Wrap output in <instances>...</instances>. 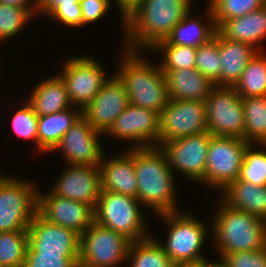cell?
<instances>
[{
  "label": "cell",
  "instance_id": "1",
  "mask_svg": "<svg viewBox=\"0 0 266 267\" xmlns=\"http://www.w3.org/2000/svg\"><path fill=\"white\" fill-rule=\"evenodd\" d=\"M191 0H142L140 6L124 20L126 49L149 50L171 34L173 28L190 11Z\"/></svg>",
  "mask_w": 266,
  "mask_h": 267
},
{
  "label": "cell",
  "instance_id": "2",
  "mask_svg": "<svg viewBox=\"0 0 266 267\" xmlns=\"http://www.w3.org/2000/svg\"><path fill=\"white\" fill-rule=\"evenodd\" d=\"M137 199L158 215L179 211L176 206L174 173L159 146L134 148Z\"/></svg>",
  "mask_w": 266,
  "mask_h": 267
},
{
  "label": "cell",
  "instance_id": "3",
  "mask_svg": "<svg viewBox=\"0 0 266 267\" xmlns=\"http://www.w3.org/2000/svg\"><path fill=\"white\" fill-rule=\"evenodd\" d=\"M125 50L117 76L125 86L129 104L160 114L169 101L165 74L159 64L153 66L143 60L140 51Z\"/></svg>",
  "mask_w": 266,
  "mask_h": 267
},
{
  "label": "cell",
  "instance_id": "4",
  "mask_svg": "<svg viewBox=\"0 0 266 267\" xmlns=\"http://www.w3.org/2000/svg\"><path fill=\"white\" fill-rule=\"evenodd\" d=\"M211 234L222 258L225 254L254 251L266 246V222L247 212L232 209L219 201ZM217 212V213H216Z\"/></svg>",
  "mask_w": 266,
  "mask_h": 267
},
{
  "label": "cell",
  "instance_id": "5",
  "mask_svg": "<svg viewBox=\"0 0 266 267\" xmlns=\"http://www.w3.org/2000/svg\"><path fill=\"white\" fill-rule=\"evenodd\" d=\"M160 217L165 219L169 232L165 244L159 243L176 266L208 260L201 252L208 232V228L201 220L194 218L192 214H181L178 211L162 213Z\"/></svg>",
  "mask_w": 266,
  "mask_h": 267
},
{
  "label": "cell",
  "instance_id": "6",
  "mask_svg": "<svg viewBox=\"0 0 266 267\" xmlns=\"http://www.w3.org/2000/svg\"><path fill=\"white\" fill-rule=\"evenodd\" d=\"M139 200L124 194L101 191L94 221L106 228L123 234L132 242L150 237L146 229L144 215L139 209Z\"/></svg>",
  "mask_w": 266,
  "mask_h": 267
},
{
  "label": "cell",
  "instance_id": "7",
  "mask_svg": "<svg viewBox=\"0 0 266 267\" xmlns=\"http://www.w3.org/2000/svg\"><path fill=\"white\" fill-rule=\"evenodd\" d=\"M35 189L30 181L0 176V233L28 230L37 213Z\"/></svg>",
  "mask_w": 266,
  "mask_h": 267
},
{
  "label": "cell",
  "instance_id": "8",
  "mask_svg": "<svg viewBox=\"0 0 266 267\" xmlns=\"http://www.w3.org/2000/svg\"><path fill=\"white\" fill-rule=\"evenodd\" d=\"M131 242L123 234L94 221L80 235L78 265L79 267H116L121 263L124 264Z\"/></svg>",
  "mask_w": 266,
  "mask_h": 267
},
{
  "label": "cell",
  "instance_id": "9",
  "mask_svg": "<svg viewBox=\"0 0 266 267\" xmlns=\"http://www.w3.org/2000/svg\"><path fill=\"white\" fill-rule=\"evenodd\" d=\"M249 144L242 138L212 136L208 147L204 184L223 191L237 180Z\"/></svg>",
  "mask_w": 266,
  "mask_h": 267
},
{
  "label": "cell",
  "instance_id": "10",
  "mask_svg": "<svg viewBox=\"0 0 266 267\" xmlns=\"http://www.w3.org/2000/svg\"><path fill=\"white\" fill-rule=\"evenodd\" d=\"M205 104L207 129L212 136L244 139L243 102L234 87L215 86Z\"/></svg>",
  "mask_w": 266,
  "mask_h": 267
},
{
  "label": "cell",
  "instance_id": "11",
  "mask_svg": "<svg viewBox=\"0 0 266 267\" xmlns=\"http://www.w3.org/2000/svg\"><path fill=\"white\" fill-rule=\"evenodd\" d=\"M203 101L169 100L159 114V147L169 140L207 132Z\"/></svg>",
  "mask_w": 266,
  "mask_h": 267
},
{
  "label": "cell",
  "instance_id": "12",
  "mask_svg": "<svg viewBox=\"0 0 266 267\" xmlns=\"http://www.w3.org/2000/svg\"><path fill=\"white\" fill-rule=\"evenodd\" d=\"M58 74L64 81L71 104L86 108L107 80L102 65L89 56L70 58Z\"/></svg>",
  "mask_w": 266,
  "mask_h": 267
},
{
  "label": "cell",
  "instance_id": "13",
  "mask_svg": "<svg viewBox=\"0 0 266 267\" xmlns=\"http://www.w3.org/2000/svg\"><path fill=\"white\" fill-rule=\"evenodd\" d=\"M212 135L207 131L197 135L164 142V151L172 169H178L193 181L204 183L208 147Z\"/></svg>",
  "mask_w": 266,
  "mask_h": 267
},
{
  "label": "cell",
  "instance_id": "14",
  "mask_svg": "<svg viewBox=\"0 0 266 267\" xmlns=\"http://www.w3.org/2000/svg\"><path fill=\"white\" fill-rule=\"evenodd\" d=\"M128 105L125 86L115 74L103 83L92 102L82 110V116L95 131L107 134Z\"/></svg>",
  "mask_w": 266,
  "mask_h": 267
},
{
  "label": "cell",
  "instance_id": "15",
  "mask_svg": "<svg viewBox=\"0 0 266 267\" xmlns=\"http://www.w3.org/2000/svg\"><path fill=\"white\" fill-rule=\"evenodd\" d=\"M107 133L134 142L131 148L159 146V114L129 104Z\"/></svg>",
  "mask_w": 266,
  "mask_h": 267
},
{
  "label": "cell",
  "instance_id": "16",
  "mask_svg": "<svg viewBox=\"0 0 266 267\" xmlns=\"http://www.w3.org/2000/svg\"><path fill=\"white\" fill-rule=\"evenodd\" d=\"M28 232V245L41 254L79 255L80 234L51 223L38 212L33 217Z\"/></svg>",
  "mask_w": 266,
  "mask_h": 267
},
{
  "label": "cell",
  "instance_id": "17",
  "mask_svg": "<svg viewBox=\"0 0 266 267\" xmlns=\"http://www.w3.org/2000/svg\"><path fill=\"white\" fill-rule=\"evenodd\" d=\"M51 192L57 196L86 203L93 209L101 192L99 165L69 164Z\"/></svg>",
  "mask_w": 266,
  "mask_h": 267
},
{
  "label": "cell",
  "instance_id": "18",
  "mask_svg": "<svg viewBox=\"0 0 266 267\" xmlns=\"http://www.w3.org/2000/svg\"><path fill=\"white\" fill-rule=\"evenodd\" d=\"M38 191L37 212L47 221L82 235L94 222V209L86 203Z\"/></svg>",
  "mask_w": 266,
  "mask_h": 267
},
{
  "label": "cell",
  "instance_id": "19",
  "mask_svg": "<svg viewBox=\"0 0 266 267\" xmlns=\"http://www.w3.org/2000/svg\"><path fill=\"white\" fill-rule=\"evenodd\" d=\"M88 121L81 116L63 135L55 150H61L69 164L100 165L104 152L99 136Z\"/></svg>",
  "mask_w": 266,
  "mask_h": 267
},
{
  "label": "cell",
  "instance_id": "20",
  "mask_svg": "<svg viewBox=\"0 0 266 267\" xmlns=\"http://www.w3.org/2000/svg\"><path fill=\"white\" fill-rule=\"evenodd\" d=\"M129 149L119 157L114 156L108 160L104 159L103 154L99 165L101 191H111L137 198L138 182L134 170V148Z\"/></svg>",
  "mask_w": 266,
  "mask_h": 267
},
{
  "label": "cell",
  "instance_id": "21",
  "mask_svg": "<svg viewBox=\"0 0 266 267\" xmlns=\"http://www.w3.org/2000/svg\"><path fill=\"white\" fill-rule=\"evenodd\" d=\"M166 76L169 100L203 101L215 84L196 68L161 69Z\"/></svg>",
  "mask_w": 266,
  "mask_h": 267
},
{
  "label": "cell",
  "instance_id": "22",
  "mask_svg": "<svg viewBox=\"0 0 266 267\" xmlns=\"http://www.w3.org/2000/svg\"><path fill=\"white\" fill-rule=\"evenodd\" d=\"M221 55L220 87H234L240 80L247 63L259 52L244 42L228 40L219 33Z\"/></svg>",
  "mask_w": 266,
  "mask_h": 267
},
{
  "label": "cell",
  "instance_id": "23",
  "mask_svg": "<svg viewBox=\"0 0 266 267\" xmlns=\"http://www.w3.org/2000/svg\"><path fill=\"white\" fill-rule=\"evenodd\" d=\"M222 192L220 199L226 205L266 222V185L257 186L238 178Z\"/></svg>",
  "mask_w": 266,
  "mask_h": 267
},
{
  "label": "cell",
  "instance_id": "24",
  "mask_svg": "<svg viewBox=\"0 0 266 267\" xmlns=\"http://www.w3.org/2000/svg\"><path fill=\"white\" fill-rule=\"evenodd\" d=\"M37 116H45L71 109L67 88L59 75L37 84L27 101Z\"/></svg>",
  "mask_w": 266,
  "mask_h": 267
},
{
  "label": "cell",
  "instance_id": "25",
  "mask_svg": "<svg viewBox=\"0 0 266 267\" xmlns=\"http://www.w3.org/2000/svg\"><path fill=\"white\" fill-rule=\"evenodd\" d=\"M217 31L228 40L248 43L256 48L266 38V5L244 16L225 21Z\"/></svg>",
  "mask_w": 266,
  "mask_h": 267
},
{
  "label": "cell",
  "instance_id": "26",
  "mask_svg": "<svg viewBox=\"0 0 266 267\" xmlns=\"http://www.w3.org/2000/svg\"><path fill=\"white\" fill-rule=\"evenodd\" d=\"M82 116V110L64 111L45 116H38L37 147L43 152H53L63 135Z\"/></svg>",
  "mask_w": 266,
  "mask_h": 267
},
{
  "label": "cell",
  "instance_id": "27",
  "mask_svg": "<svg viewBox=\"0 0 266 267\" xmlns=\"http://www.w3.org/2000/svg\"><path fill=\"white\" fill-rule=\"evenodd\" d=\"M208 23L206 25L190 15V11L183 17V20L178 23L171 34L157 44H172L183 45L197 48L199 45L208 42L214 37L217 28L212 18L210 8L207 6ZM191 16V17H190Z\"/></svg>",
  "mask_w": 266,
  "mask_h": 267
},
{
  "label": "cell",
  "instance_id": "28",
  "mask_svg": "<svg viewBox=\"0 0 266 267\" xmlns=\"http://www.w3.org/2000/svg\"><path fill=\"white\" fill-rule=\"evenodd\" d=\"M245 118L244 140L266 144V95L242 98Z\"/></svg>",
  "mask_w": 266,
  "mask_h": 267
},
{
  "label": "cell",
  "instance_id": "29",
  "mask_svg": "<svg viewBox=\"0 0 266 267\" xmlns=\"http://www.w3.org/2000/svg\"><path fill=\"white\" fill-rule=\"evenodd\" d=\"M126 261H131L130 267H176L152 236L131 242Z\"/></svg>",
  "mask_w": 266,
  "mask_h": 267
},
{
  "label": "cell",
  "instance_id": "30",
  "mask_svg": "<svg viewBox=\"0 0 266 267\" xmlns=\"http://www.w3.org/2000/svg\"><path fill=\"white\" fill-rule=\"evenodd\" d=\"M234 89L241 98L266 95V54L259 51L247 63Z\"/></svg>",
  "mask_w": 266,
  "mask_h": 267
},
{
  "label": "cell",
  "instance_id": "31",
  "mask_svg": "<svg viewBox=\"0 0 266 267\" xmlns=\"http://www.w3.org/2000/svg\"><path fill=\"white\" fill-rule=\"evenodd\" d=\"M208 5L218 29L225 21L261 9L266 0H209Z\"/></svg>",
  "mask_w": 266,
  "mask_h": 267
},
{
  "label": "cell",
  "instance_id": "32",
  "mask_svg": "<svg viewBox=\"0 0 266 267\" xmlns=\"http://www.w3.org/2000/svg\"><path fill=\"white\" fill-rule=\"evenodd\" d=\"M221 55L219 51V32L208 42L196 48L195 68L220 87Z\"/></svg>",
  "mask_w": 266,
  "mask_h": 267
},
{
  "label": "cell",
  "instance_id": "33",
  "mask_svg": "<svg viewBox=\"0 0 266 267\" xmlns=\"http://www.w3.org/2000/svg\"><path fill=\"white\" fill-rule=\"evenodd\" d=\"M37 11L67 27L82 26L80 0H37Z\"/></svg>",
  "mask_w": 266,
  "mask_h": 267
},
{
  "label": "cell",
  "instance_id": "34",
  "mask_svg": "<svg viewBox=\"0 0 266 267\" xmlns=\"http://www.w3.org/2000/svg\"><path fill=\"white\" fill-rule=\"evenodd\" d=\"M27 246V231L1 232L0 266L23 267Z\"/></svg>",
  "mask_w": 266,
  "mask_h": 267
},
{
  "label": "cell",
  "instance_id": "35",
  "mask_svg": "<svg viewBox=\"0 0 266 267\" xmlns=\"http://www.w3.org/2000/svg\"><path fill=\"white\" fill-rule=\"evenodd\" d=\"M255 143H250L246 150L239 179L255 184L266 185V144H259L262 150L254 149ZM265 149V150H264Z\"/></svg>",
  "mask_w": 266,
  "mask_h": 267
},
{
  "label": "cell",
  "instance_id": "36",
  "mask_svg": "<svg viewBox=\"0 0 266 267\" xmlns=\"http://www.w3.org/2000/svg\"><path fill=\"white\" fill-rule=\"evenodd\" d=\"M152 49L163 53L161 69L195 68L196 48L183 45L156 44Z\"/></svg>",
  "mask_w": 266,
  "mask_h": 267
},
{
  "label": "cell",
  "instance_id": "37",
  "mask_svg": "<svg viewBox=\"0 0 266 267\" xmlns=\"http://www.w3.org/2000/svg\"><path fill=\"white\" fill-rule=\"evenodd\" d=\"M31 17L25 8L0 3V41L17 35Z\"/></svg>",
  "mask_w": 266,
  "mask_h": 267
},
{
  "label": "cell",
  "instance_id": "38",
  "mask_svg": "<svg viewBox=\"0 0 266 267\" xmlns=\"http://www.w3.org/2000/svg\"><path fill=\"white\" fill-rule=\"evenodd\" d=\"M79 255H51L35 252L29 245L23 267H79Z\"/></svg>",
  "mask_w": 266,
  "mask_h": 267
},
{
  "label": "cell",
  "instance_id": "39",
  "mask_svg": "<svg viewBox=\"0 0 266 267\" xmlns=\"http://www.w3.org/2000/svg\"><path fill=\"white\" fill-rule=\"evenodd\" d=\"M26 104L18 109L12 119V127L14 132L25 139H33L37 144V122L38 116L33 111L31 105Z\"/></svg>",
  "mask_w": 266,
  "mask_h": 267
},
{
  "label": "cell",
  "instance_id": "40",
  "mask_svg": "<svg viewBox=\"0 0 266 267\" xmlns=\"http://www.w3.org/2000/svg\"><path fill=\"white\" fill-rule=\"evenodd\" d=\"M219 261L226 267H266V246L254 251L225 254Z\"/></svg>",
  "mask_w": 266,
  "mask_h": 267
},
{
  "label": "cell",
  "instance_id": "41",
  "mask_svg": "<svg viewBox=\"0 0 266 267\" xmlns=\"http://www.w3.org/2000/svg\"><path fill=\"white\" fill-rule=\"evenodd\" d=\"M111 0H80L82 11V26L97 22L111 6Z\"/></svg>",
  "mask_w": 266,
  "mask_h": 267
},
{
  "label": "cell",
  "instance_id": "42",
  "mask_svg": "<svg viewBox=\"0 0 266 267\" xmlns=\"http://www.w3.org/2000/svg\"><path fill=\"white\" fill-rule=\"evenodd\" d=\"M120 10L121 20H124L130 16L141 4L142 0H115Z\"/></svg>",
  "mask_w": 266,
  "mask_h": 267
},
{
  "label": "cell",
  "instance_id": "43",
  "mask_svg": "<svg viewBox=\"0 0 266 267\" xmlns=\"http://www.w3.org/2000/svg\"><path fill=\"white\" fill-rule=\"evenodd\" d=\"M0 0V3L10 5V6H17L20 8H25L31 15L35 14L37 11V0ZM30 2V3H29Z\"/></svg>",
  "mask_w": 266,
  "mask_h": 267
},
{
  "label": "cell",
  "instance_id": "44",
  "mask_svg": "<svg viewBox=\"0 0 266 267\" xmlns=\"http://www.w3.org/2000/svg\"><path fill=\"white\" fill-rule=\"evenodd\" d=\"M176 267H211V262L206 260L201 263H196V264H182V265H177Z\"/></svg>",
  "mask_w": 266,
  "mask_h": 267
},
{
  "label": "cell",
  "instance_id": "45",
  "mask_svg": "<svg viewBox=\"0 0 266 267\" xmlns=\"http://www.w3.org/2000/svg\"><path fill=\"white\" fill-rule=\"evenodd\" d=\"M211 267H226L224 264H222L220 261L218 262H211Z\"/></svg>",
  "mask_w": 266,
  "mask_h": 267
}]
</instances>
